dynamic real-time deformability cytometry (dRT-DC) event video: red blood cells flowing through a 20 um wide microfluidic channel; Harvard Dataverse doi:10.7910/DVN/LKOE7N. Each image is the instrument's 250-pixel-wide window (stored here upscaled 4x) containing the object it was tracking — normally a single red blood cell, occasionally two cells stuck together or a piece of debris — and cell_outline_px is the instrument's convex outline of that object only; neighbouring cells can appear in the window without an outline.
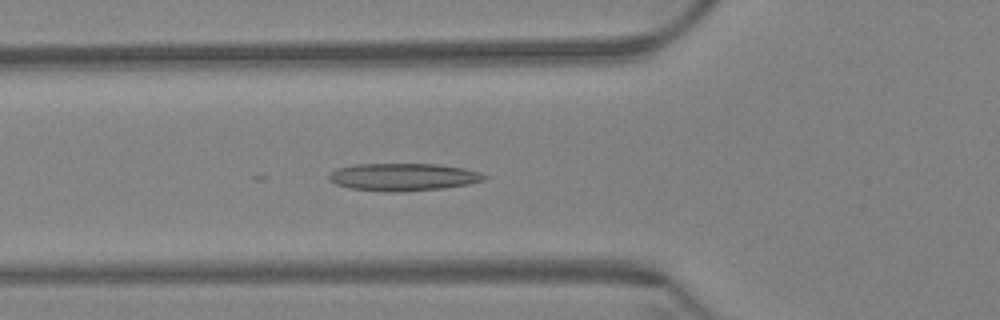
{"species": "Egyptian fruit bat (a non-hibernating species)", "species_latin": "Rousettus aegyptiacus", "temperature_condition": "warm", "stored_images_in_passage": 25, "camera_frame_rate_fps": 3000, "um_per_image_px": 0.085, "animal": {"sex": "female"}, "frame": {"image": 1, "passage_image": 21, "time_ms": 6.667, "image_size_px": [1000, 320], "cell_outline_px": [[488, 176], [484, 180], [468, 184], [444, 188], [396, 192], [388, 192], [348, 188], [336, 184], [328, 180], [328, 176], [336, 168], [352, 164], [440, 164], [464, 168], [480, 172]], "centroid_in_image_um": [34.26, 15.04], "position_along_channel_um": 91.5, "area_um2": 25.09}}
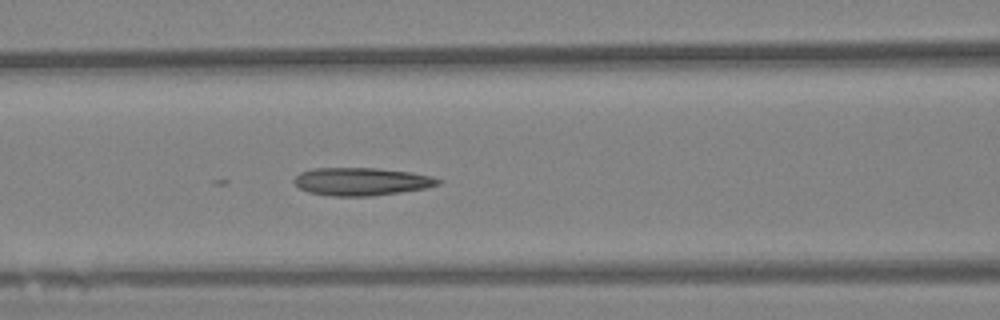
{"frame": {"image": 2, "passage_image": 25, "time_ms": 8.0, "image_size_px": [1000, 320], "cell_outline_px": [[440, 184], [428, 188], [372, 196], [332, 196], [308, 192], [300, 188], [292, 180], [300, 172], [312, 168], [376, 168], [408, 172], [432, 176], [440, 180]], "centroid_in_image_um": [30.71, 15.43], "position_along_channel_um": 135.9, "area_um2": 23.35}}